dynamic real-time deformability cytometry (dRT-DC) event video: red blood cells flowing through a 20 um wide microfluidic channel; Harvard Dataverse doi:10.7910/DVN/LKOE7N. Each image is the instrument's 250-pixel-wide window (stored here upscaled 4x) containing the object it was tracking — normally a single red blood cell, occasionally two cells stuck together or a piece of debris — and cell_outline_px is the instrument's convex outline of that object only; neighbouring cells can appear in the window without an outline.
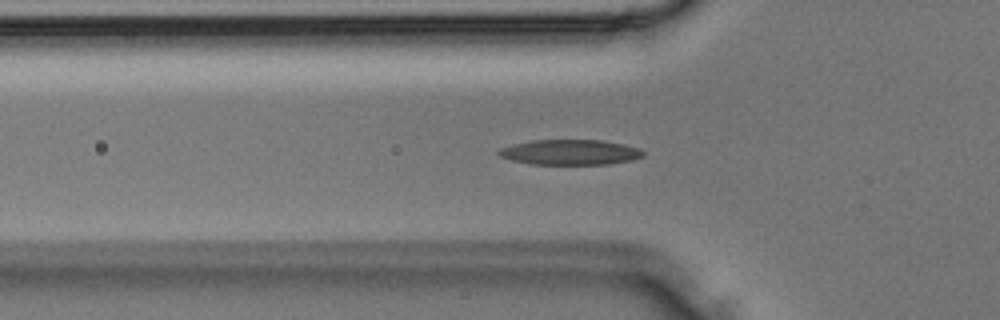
{"species": "Egyptian fruit bat (a non-hibernating species)", "species_latin": "Rousettus aegyptiacus", "temperature_condition": "room temperature", "stored_images_in_passage": 34, "camera_frame_rate_fps": 3000, "um_per_image_px": 0.085, "animal": {"sex": "male"}, "frame": {"image": 1, "passage_image": 10, "time_ms": 3.0, "image_size_px": [1000, 320], "cell_outline_px": [[644, 156], [632, 160], [608, 164], [532, 164], [512, 160], [500, 156], [496, 152], [500, 148], [512, 144], [532, 140], [600, 140], [624, 144], [636, 148], [644, 152]], "centroid_in_image_um": [48.43, 12.94], "position_along_channel_um": 77.4, "area_um2": 21.15}}
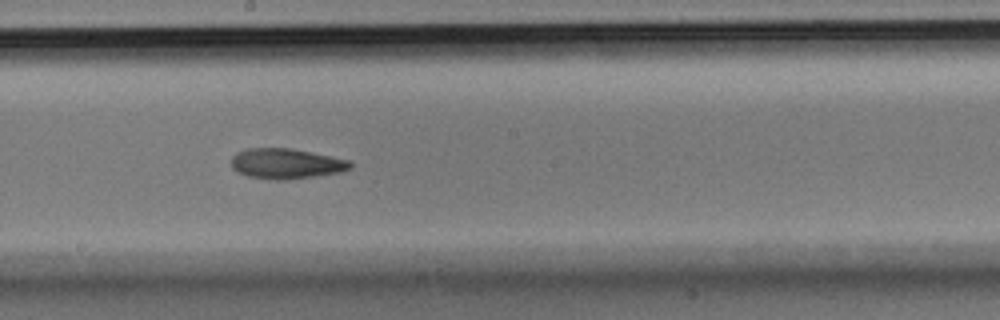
{"frame": {"image": 2, "passage_image": 18, "time_ms": 5.667, "image_size_px": [1000, 320], "cell_outline_px": [[352, 168], [340, 172], [284, 180], [276, 180], [248, 176], [232, 168], [232, 156], [236, 152], [248, 148], [288, 148], [348, 160], [352, 164]], "centroid_in_image_um": [24.29, 13.91], "position_along_channel_um": 223.9, "area_um2": 20.58}}
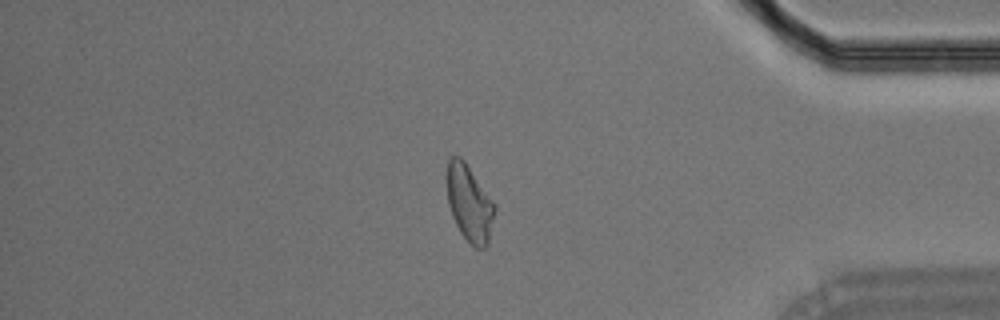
{"frame": {"image": 3, "passage_image": 29, "time_ms": 9.333, "image_size_px": [1000, 320], "cell_outline_px": [[496, 208], [488, 244], [484, 248], [476, 248], [460, 232], [452, 216], [448, 204], [448, 160], [452, 156], [460, 156], [464, 160], [496, 204]], "centroid_in_image_um": [39.93, 17.28], "position_along_channel_um": 395.3, "area_um2": 21.04}}